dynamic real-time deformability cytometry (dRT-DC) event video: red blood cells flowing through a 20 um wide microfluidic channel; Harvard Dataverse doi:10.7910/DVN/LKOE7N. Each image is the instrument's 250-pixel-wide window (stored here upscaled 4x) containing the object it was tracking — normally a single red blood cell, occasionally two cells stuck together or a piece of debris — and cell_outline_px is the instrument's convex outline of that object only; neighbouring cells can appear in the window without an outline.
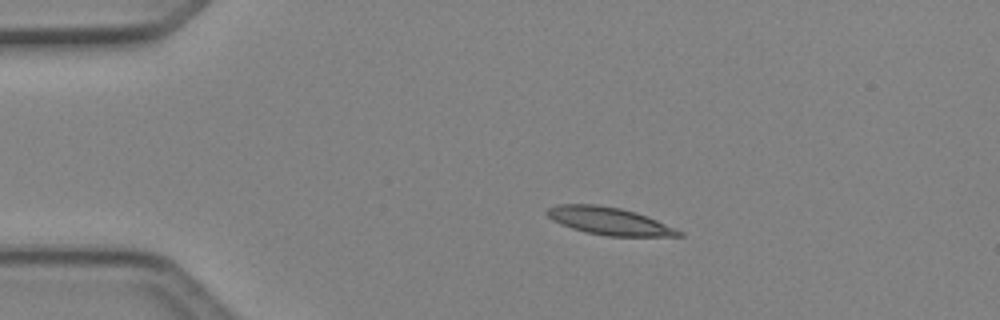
{"species": "Egyptian fruit bat (a non-hibernating species)", "species_latin": "Rousettus aegyptiacus", "temperature_condition": "cold", "stored_images_in_passage": 5, "camera_frame_rate_fps": 3000, "um_per_image_px": 0.085, "animal": {"sex": "female"}, "frame": {"image": 1, "passage_image": 2, "time_ms": 0.333, "image_size_px": [1000, 320], "cell_outline_px": [[684, 236], [608, 236], [584, 232], [560, 224], [552, 220], [544, 212], [548, 208], [560, 204], [596, 204], [620, 208], [636, 212], [648, 216], [684, 232]], "centroid_in_image_um": [51.78, 18.79], "position_along_channel_um": 33.2, "area_um2": 21.21}}
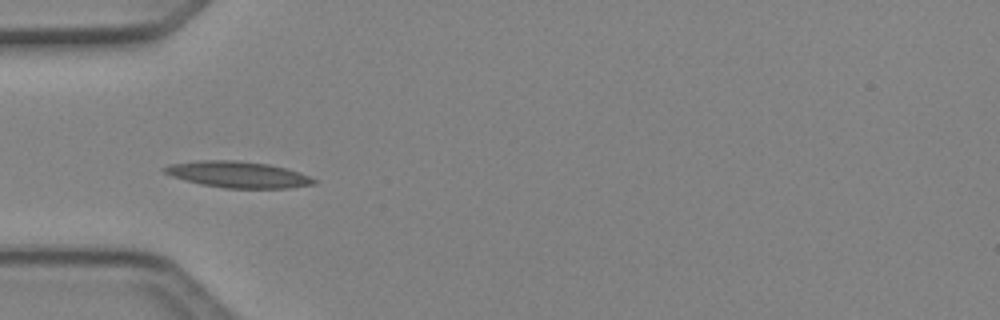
{"frame": {"image": 2, "passage_image": 4, "time_ms": 1.0, "image_size_px": [1000, 320], "cell_outline_px": [[316, 184], [288, 188], [224, 188], [200, 184], [184, 180], [172, 176], [164, 172], [160, 168], [168, 164], [196, 160], [236, 160], [268, 164], [300, 172], [316, 180]], "centroid_in_image_um": [20.17, 14.83], "position_along_channel_um": 64.8, "area_um2": 23.0}}
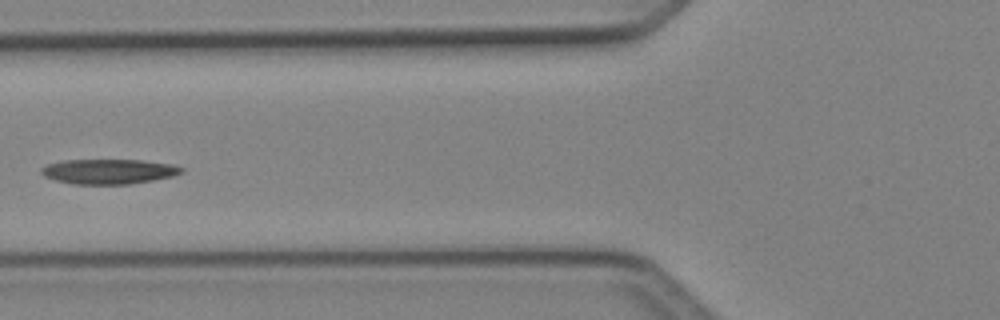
{"frame": {"image": 3, "passage_image": 5, "time_ms": 1.333, "image_size_px": [1000, 320], "cell_outline_px": [[184, 172], [172, 176], [152, 180], [128, 184], [72, 184], [56, 180], [44, 176], [40, 172], [40, 168], [48, 164], [64, 160], [144, 160], [172, 164], [184, 168]], "centroid_in_image_um": [9.24, 14.57], "position_along_channel_um": 116.6, "area_um2": 20.35}}